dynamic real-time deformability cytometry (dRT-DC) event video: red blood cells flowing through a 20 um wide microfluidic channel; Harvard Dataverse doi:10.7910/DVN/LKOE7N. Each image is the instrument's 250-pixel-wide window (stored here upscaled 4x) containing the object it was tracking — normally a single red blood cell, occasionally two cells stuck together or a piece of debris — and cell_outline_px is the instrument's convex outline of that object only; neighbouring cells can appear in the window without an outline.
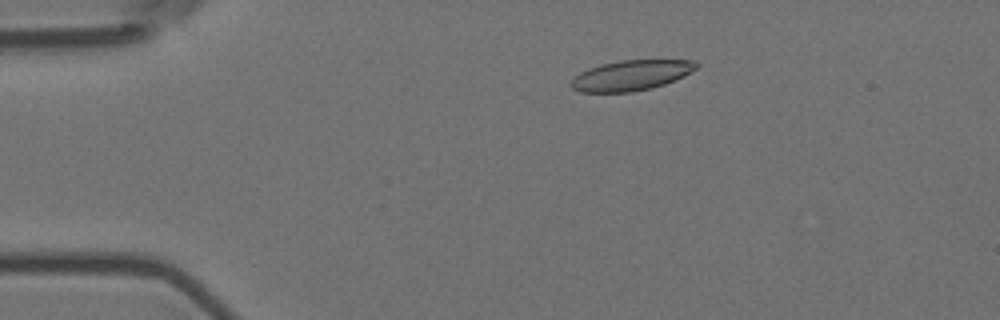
{"species": "Egyptian fruit bat (a non-hibernating species)", "species_latin": "Rousettus aegyptiacus", "temperature_condition": "room temperature", "stored_images_in_passage": 15, "camera_frame_rate_fps": 3000, "um_per_image_px": 0.085, "animal": {"sex": "female"}, "frame": {"image": 1, "passage_image": 3, "time_ms": 0.667, "image_size_px": [1000, 320], "cell_outline_px": [[700, 64], [696, 68], [684, 76], [676, 80], [652, 88], [632, 92], [580, 92], [572, 88], [568, 84], [580, 72], [588, 68], [600, 64], [620, 60], [696, 60]], "centroid_in_image_um": [53.65, 6.4], "position_along_channel_um": 31.4, "area_um2": 22.25}}
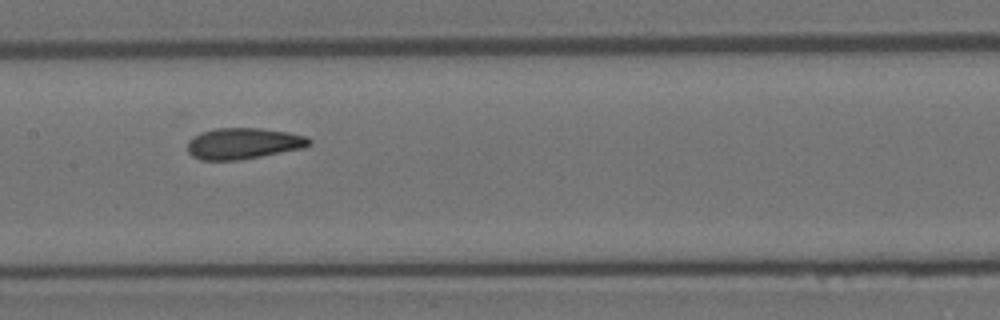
{"frame": {"image": 2, "passage_image": 8, "time_ms": 2.333, "image_size_px": [1000, 320], "cell_outline_px": [[312, 144], [304, 148], [240, 160], [200, 160], [192, 156], [188, 152], [188, 140], [192, 136], [200, 132], [216, 128], [260, 128], [288, 132], [308, 136], [312, 140]], "centroid_in_image_um": [20.7, 12.19], "position_along_channel_um": 186.7, "area_um2": 22.37}}
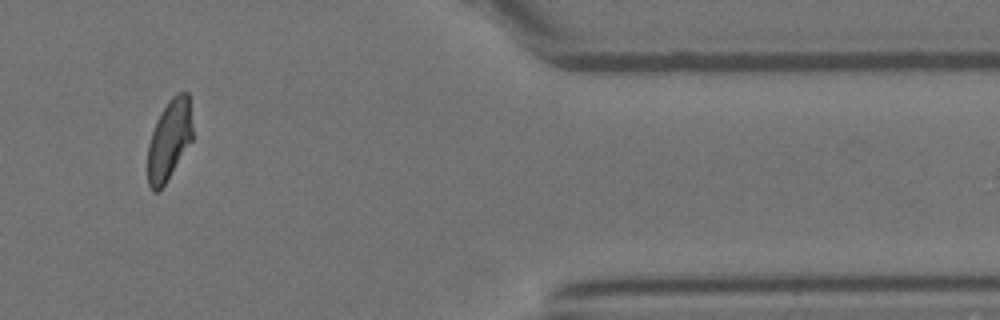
{"frame": {"image": 3, "passage_image": 13, "time_ms": 4.0, "image_size_px": [1000, 320], "cell_outline_px": [[192, 140], [164, 184], [156, 192], [152, 192], [148, 184], [148, 144], [156, 120], [168, 100], [172, 96], [180, 92], [188, 92], [192, 128]], "centroid_in_image_um": [14.37, 11.87], "position_along_channel_um": 397.0, "area_um2": 20.69}}